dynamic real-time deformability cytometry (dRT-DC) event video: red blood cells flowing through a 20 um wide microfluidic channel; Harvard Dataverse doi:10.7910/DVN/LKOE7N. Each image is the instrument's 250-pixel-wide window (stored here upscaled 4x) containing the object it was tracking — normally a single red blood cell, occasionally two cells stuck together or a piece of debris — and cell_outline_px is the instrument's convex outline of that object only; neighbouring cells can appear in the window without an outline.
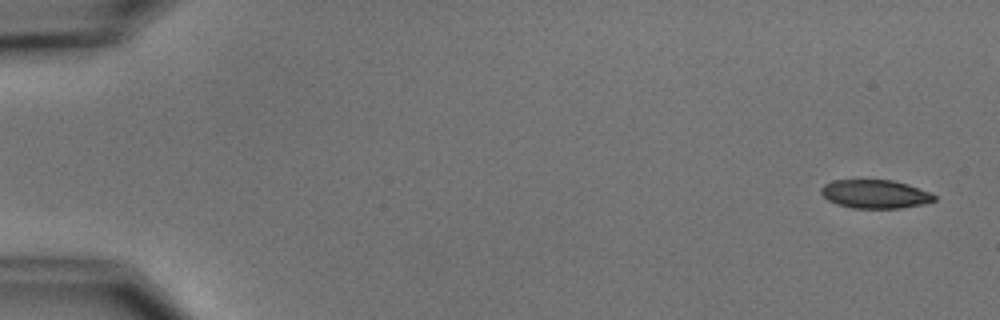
{"species": "common noctule bat (a hibernating species)", "species_latin": "Nyctalus noctula", "temperature_condition": "cold", "stored_images_in_passage": 5, "camera_frame_rate_fps": 3000, "um_per_image_px": 0.085, "animal": {"sex": "male", "body_mass_g": 15.6}, "frame": {"image": 1, "passage_image": 1, "time_ms": 0.0, "image_size_px": [1000, 320], "cell_outline_px": [[936, 200], [924, 204], [900, 208], [852, 208], [836, 204], [828, 200], [820, 192], [820, 188], [824, 184], [832, 180], [892, 180], [908, 184], [928, 192], [936, 196]], "centroid_in_image_um": [74.36, 16.49], "position_along_channel_um": 10.6, "area_um2": 18.84}}
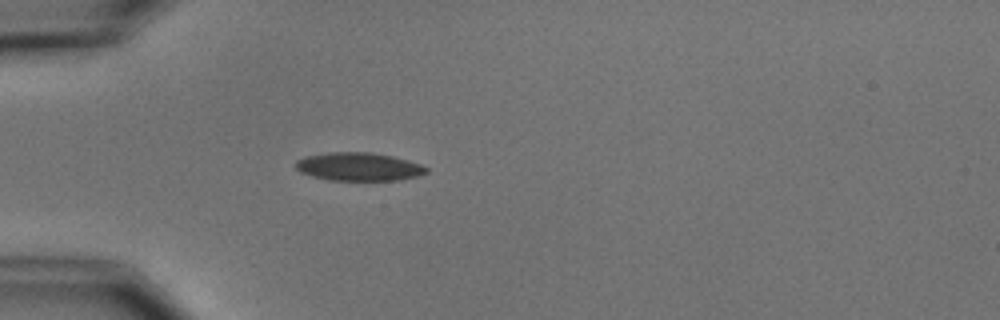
{"frame": {"image": 2, "passage_image": 5, "time_ms": 4.667, "image_size_px": [1000, 320], "cell_outline_px": [[428, 172], [420, 176], [400, 180], [328, 180], [312, 176], [300, 172], [296, 168], [296, 160], [304, 156], [328, 152], [372, 152], [392, 156], [408, 160], [420, 164], [428, 168]], "centroid_in_image_um": [30.5, 14.17], "position_along_channel_um": 54.5, "area_um2": 21.68}}